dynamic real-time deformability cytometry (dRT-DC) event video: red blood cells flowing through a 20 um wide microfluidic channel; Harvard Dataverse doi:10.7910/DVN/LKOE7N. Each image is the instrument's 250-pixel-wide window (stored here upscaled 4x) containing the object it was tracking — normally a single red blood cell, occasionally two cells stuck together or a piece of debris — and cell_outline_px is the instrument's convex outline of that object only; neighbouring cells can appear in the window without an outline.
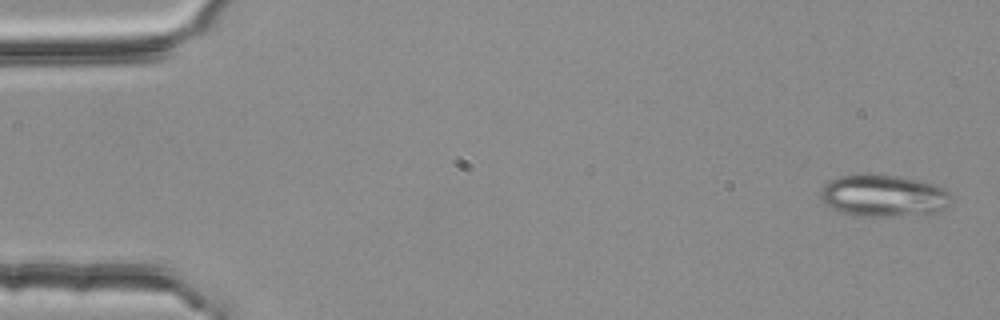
{"species": "common noctule bat (a hibernating species)", "species_latin": "Nyctalus noctula", "temperature_condition": "room temperature", "stored_images_in_passage": 4, "camera_frame_rate_fps": 3000, "um_per_image_px": 0.085, "animal": {"sex": "female", "body_mass_g": 25.1}, "frame": {"image": 1, "passage_image": 1, "time_ms": 0.0, "image_size_px": [1000, 320], "cell_outline_px": [[952, 200], [944, 208], [936, 212], [892, 216], [860, 216], [840, 212], [832, 208], [820, 196], [820, 188], [824, 184], [840, 176], [896, 176], [920, 180], [932, 184], [948, 192]], "centroid_in_image_um": [75.09, 16.66], "position_along_channel_um": 9.9, "area_um2": 31.04}}